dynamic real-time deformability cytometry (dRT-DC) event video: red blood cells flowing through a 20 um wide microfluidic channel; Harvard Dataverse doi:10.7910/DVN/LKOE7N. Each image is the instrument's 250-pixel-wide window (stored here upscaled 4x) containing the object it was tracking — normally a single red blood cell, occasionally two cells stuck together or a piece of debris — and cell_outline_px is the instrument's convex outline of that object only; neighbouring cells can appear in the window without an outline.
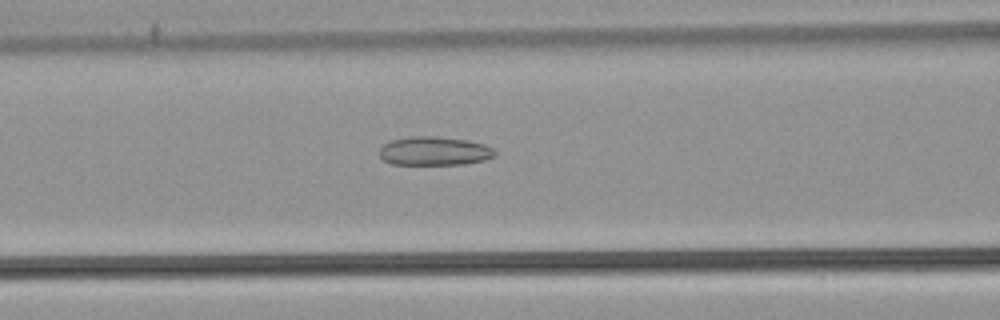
{"species": "common noctule bat (a hibernating species)", "species_latin": "Nyctalus noctula", "temperature_condition": "warm", "stored_images_in_passage": 53, "camera_frame_rate_fps": 3000, "um_per_image_px": 0.085, "animal": {"sex": "male", "body_mass_g": 21.5, "forearm_length_mm": 52.0}, "frame": {"image": 1, "passage_image": 23, "time_ms": 7.333, "image_size_px": [1000, 320], "cell_outline_px": [[496, 156], [484, 160], [464, 164], [392, 164], [384, 160], [380, 156], [380, 148], [388, 140], [412, 136], [436, 136], [468, 140], [484, 144], [492, 148], [496, 152]], "centroid_in_image_um": [36.92, 12.83], "position_along_channel_um": 129.7, "area_um2": 19.42}}
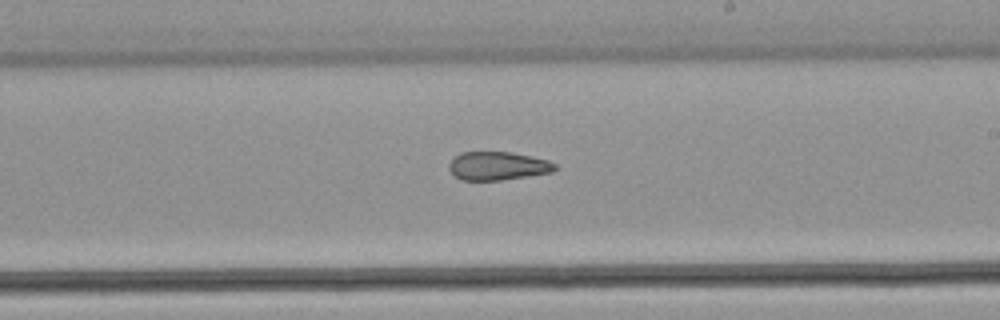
{"frame": {"image": 2, "passage_image": 32, "time_ms": 10.333, "image_size_px": [1000, 320], "cell_outline_px": [[556, 168], [552, 172], [528, 176], [500, 180], [460, 180], [448, 168], [448, 164], [460, 152], [512, 152], [532, 156], [548, 160], [556, 164]], "centroid_in_image_um": [42.31, 14.1], "position_along_channel_um": 246.7, "area_um2": 17.51}}
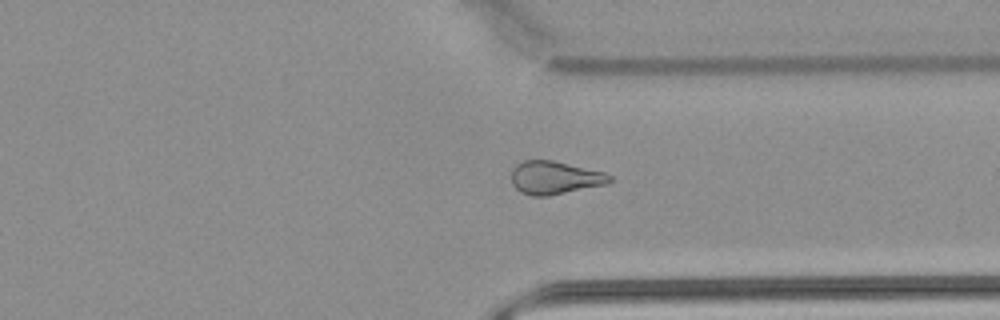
{"frame": {"image": 3, "passage_image": 41, "time_ms": 13.333, "image_size_px": [1000, 320], "cell_outline_px": [[612, 180], [604, 184], [548, 196], [532, 196], [520, 192], [512, 184], [512, 168], [516, 164], [524, 160], [552, 160], [604, 172], [612, 176]], "centroid_in_image_um": [47.11, 15.1], "position_along_channel_um": 364.3, "area_um2": 18.79}, "authors_computed_cell_mechanics": {"area_um2": 21.097, "velocity_mm_per_s": 3.9053, "shape_relaxation_time_tau1_ms": null, "shape_relaxation_time_tau2_ms": 5.366, "deformation_change_tau1": null, "deformation_change_tau2": 0.1349}}